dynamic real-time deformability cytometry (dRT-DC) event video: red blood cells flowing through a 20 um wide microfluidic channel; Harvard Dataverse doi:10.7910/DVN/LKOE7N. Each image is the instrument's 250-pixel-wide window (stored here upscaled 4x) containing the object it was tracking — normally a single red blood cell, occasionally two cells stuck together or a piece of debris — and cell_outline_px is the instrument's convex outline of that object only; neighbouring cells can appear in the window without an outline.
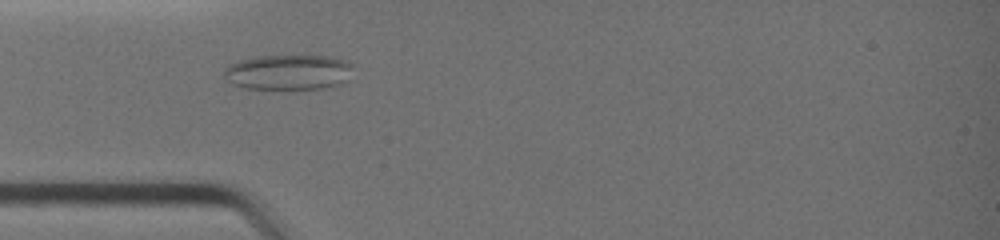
{"species": "common noctule bat (a hibernating species)", "species_latin": "Nyctalus noctula", "temperature_condition": "warm", "stored_images_in_passage": 26, "camera_frame_rate_fps": 3000, "um_per_image_px": 0.085, "animal": {"sex": "female", "body_mass_g": 19.0, "forearm_length_mm": 51.5}, "frame": {"image": 1, "passage_image": 2, "time_ms": 0.333, "image_size_px": [1000, 240], "cell_outline_px": [[352, 64], [348, 80], [340, 84], [324, 88], [248, 88], [232, 84], [224, 80], [224, 68], [228, 64], [240, 60], [256, 56], [332, 56], [348, 60]], "centroid_in_image_um": [24.5, 6.12], "position_along_channel_um": 60.5, "area_um2": 26.53}}
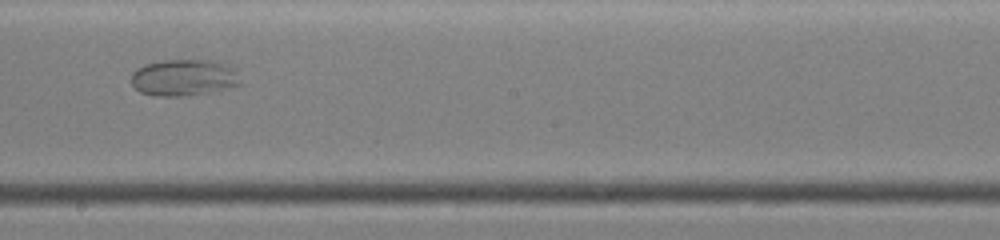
{"frame": {"image": 2, "passage_image": 13, "time_ms": 4.0, "image_size_px": [1000, 240], "cell_outline_px": [[240, 84], [180, 96], [152, 96], [140, 92], [132, 84], [132, 72], [136, 68], [144, 64], [164, 60], [204, 60], [220, 64], [232, 68], [236, 72], [240, 80]], "centroid_in_image_um": [15.5, 6.58], "position_along_channel_um": 232.7, "area_um2": 22.43}}
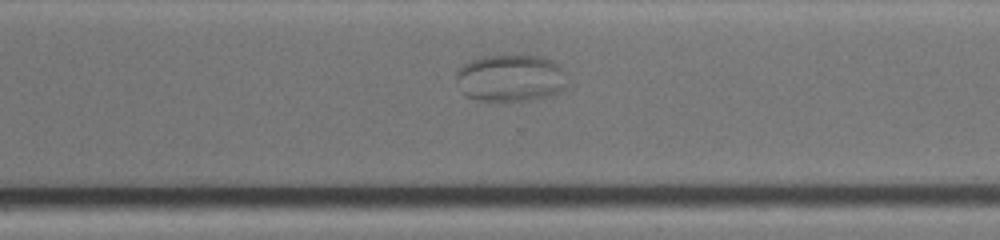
{"frame": {"image": 3, "passage_image": 19, "time_ms": 6.0, "image_size_px": [1000, 240], "cell_outline_px": [[568, 84], [560, 92], [548, 96], [528, 100], [480, 100], [468, 96], [464, 92], [456, 80], [456, 68], [472, 60], [484, 56], [540, 56], [552, 60], [564, 72]], "centroid_in_image_um": [43.41, 6.63], "position_along_channel_um": 327.2, "area_um2": 30.17}}